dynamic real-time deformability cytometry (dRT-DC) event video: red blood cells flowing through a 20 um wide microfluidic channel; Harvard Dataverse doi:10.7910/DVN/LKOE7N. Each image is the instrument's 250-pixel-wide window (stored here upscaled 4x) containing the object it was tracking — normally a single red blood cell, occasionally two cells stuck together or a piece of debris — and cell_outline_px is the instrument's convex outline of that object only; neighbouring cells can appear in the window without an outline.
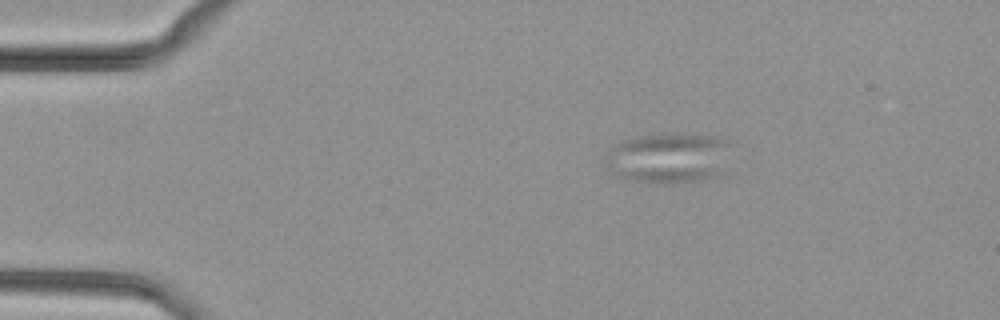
{"species": "common noctule bat (a hibernating species)", "species_latin": "Nyctalus noctula", "temperature_condition": "cold", "stored_images_in_passage": 17, "camera_frame_rate_fps": 3000, "um_per_image_px": 0.085, "animal": {"sex": "female", "body_mass_g": 29.2, "forearm_length_mm": 56.3}, "frame": {"image": 1, "passage_image": 1, "time_ms": 0.0, "image_size_px": [1000, 320], "cell_outline_px": [[736, 144], [720, 176], [700, 180], [664, 184], [628, 180], [616, 176], [608, 152], [608, 148], [616, 144], [628, 140], [644, 136], [712, 136], [736, 140]], "centroid_in_image_um": [57.03, 13.46], "position_along_channel_um": 28.0, "area_um2": 36.36}}
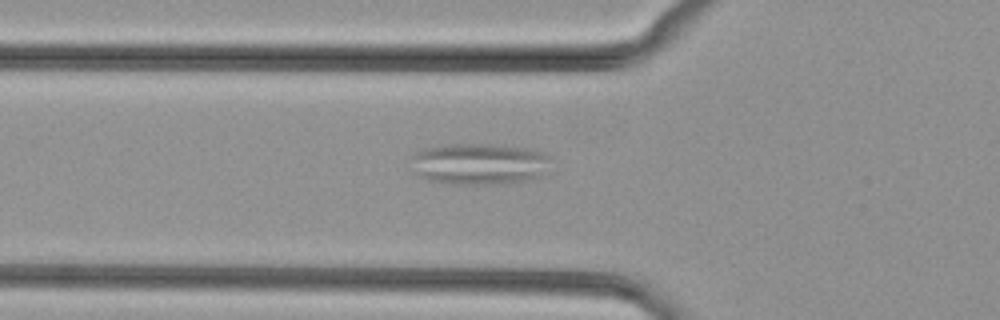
{"frame": {"image": 2, "passage_image": 10, "time_ms": 3.0, "image_size_px": [1000, 320], "cell_outline_px": [[552, 172], [544, 176], [532, 180], [500, 184], [456, 184], [428, 180], [416, 176], [412, 172], [412, 156], [420, 148], [444, 144], [504, 144], [528, 148], [548, 152]], "centroid_in_image_um": [40.81, 13.92], "position_along_channel_um": 85.0, "area_um2": 35.14}}
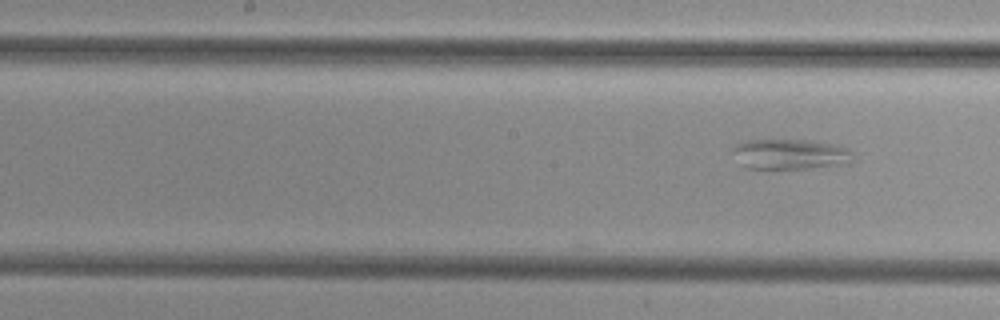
{"frame": {"image": 3, "passage_image": 17, "time_ms": 5.333, "image_size_px": [1000, 320], "cell_outline_px": [[852, 164], [804, 168], [748, 168], [744, 164], [732, 148], [736, 144], [744, 140], [808, 140], [832, 144], [848, 148], [852, 152]], "centroid_in_image_um": [67.26, 13.09], "position_along_channel_um": 180.9, "area_um2": 20.87}}